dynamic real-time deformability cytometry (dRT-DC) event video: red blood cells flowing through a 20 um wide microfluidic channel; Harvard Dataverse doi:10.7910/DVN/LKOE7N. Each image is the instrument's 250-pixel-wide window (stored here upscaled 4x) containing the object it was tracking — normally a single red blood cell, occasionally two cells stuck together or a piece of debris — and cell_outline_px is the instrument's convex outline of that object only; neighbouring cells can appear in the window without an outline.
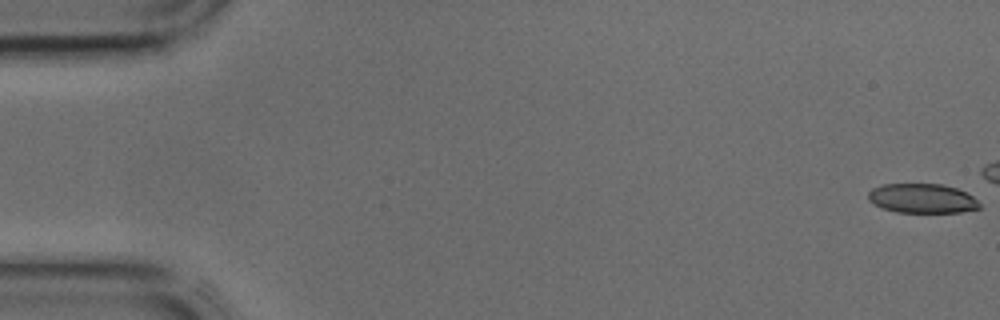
{"species": "common noctule bat (a hibernating species)", "species_latin": "Nyctalus noctula", "temperature_condition": "cold", "stored_images_in_passage": 14, "camera_frame_rate_fps": 3000, "um_per_image_px": 0.085, "animal": {"sex": "male", "body_mass_g": 17.9, "forearm_length_mm": 54.2}, "frame": {"image": 1, "passage_image": 1, "time_ms": 0.0, "image_size_px": [1000, 320], "cell_outline_px": [[980, 208], [960, 212], [896, 212], [884, 208], [868, 200], [868, 192], [872, 188], [884, 184], [940, 184], [956, 188], [972, 196], [980, 204]], "centroid_in_image_um": [78.37, 16.86], "position_along_channel_um": 6.6, "area_um2": 18.84}}